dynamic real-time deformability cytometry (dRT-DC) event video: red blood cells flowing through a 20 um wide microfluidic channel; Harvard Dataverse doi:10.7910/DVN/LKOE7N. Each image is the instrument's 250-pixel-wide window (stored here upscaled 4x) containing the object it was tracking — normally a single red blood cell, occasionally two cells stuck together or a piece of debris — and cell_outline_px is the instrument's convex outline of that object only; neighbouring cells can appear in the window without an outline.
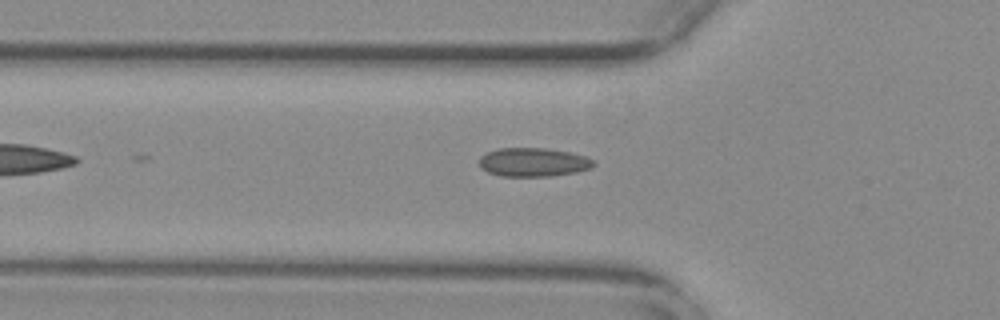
{"species": "common noctule bat (a hibernating species)", "species_latin": "Nyctalus noctula", "temperature_condition": "warm", "stored_images_in_passage": 20, "camera_frame_rate_fps": 3000, "um_per_image_px": 0.085, "animal": {"sex": "female", "body_mass_g": 29.2, "forearm_length_mm": 56.3}, "frame": {"image": 1, "passage_image": 3, "time_ms": 0.667, "image_size_px": [1000, 320], "cell_outline_px": [[596, 164], [592, 168], [576, 172], [552, 176], [500, 176], [488, 172], [480, 168], [480, 156], [488, 152], [500, 148], [548, 148], [568, 152], [584, 156], [592, 160]], "centroid_in_image_um": [45.33, 13.79], "position_along_channel_um": 80.5, "area_um2": 19.13}}
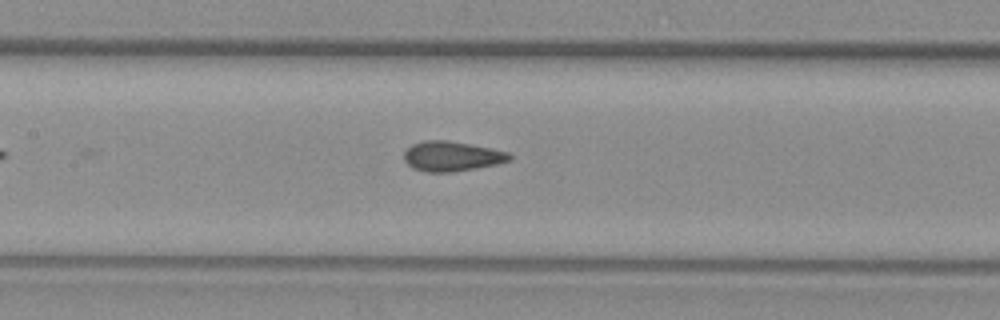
{"frame": {"image": 2, "passage_image": 10, "time_ms": 3.0, "image_size_px": [1000, 320], "cell_outline_px": [[512, 160], [496, 164], [476, 168], [452, 172], [428, 172], [412, 168], [404, 160], [404, 152], [412, 144], [424, 140], [448, 140], [492, 148], [508, 152], [512, 156]], "centroid_in_image_um": [38.41, 13.28], "position_along_channel_um": 169.0, "area_um2": 18.44}}
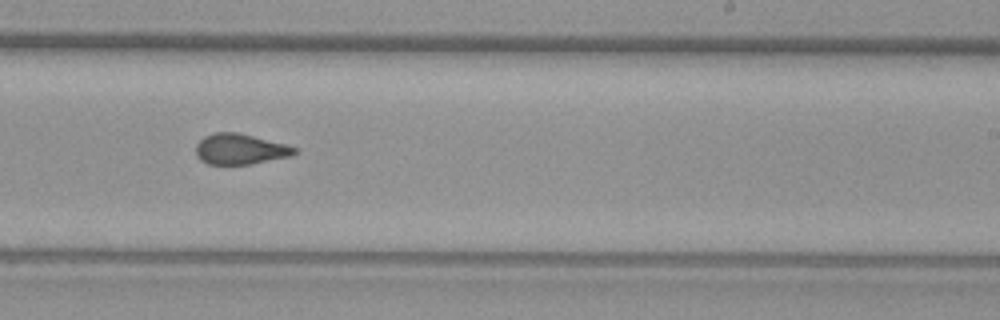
{"frame": {"image": 3, "passage_image": 18, "time_ms": 5.667, "image_size_px": [1000, 320], "cell_outline_px": [[296, 152], [292, 156], [248, 164], [208, 164], [200, 160], [196, 156], [196, 144], [204, 136], [212, 132], [240, 132], [284, 144], [296, 148]], "centroid_in_image_um": [20.37, 12.66], "position_along_channel_um": 268.6, "area_um2": 17.57}}